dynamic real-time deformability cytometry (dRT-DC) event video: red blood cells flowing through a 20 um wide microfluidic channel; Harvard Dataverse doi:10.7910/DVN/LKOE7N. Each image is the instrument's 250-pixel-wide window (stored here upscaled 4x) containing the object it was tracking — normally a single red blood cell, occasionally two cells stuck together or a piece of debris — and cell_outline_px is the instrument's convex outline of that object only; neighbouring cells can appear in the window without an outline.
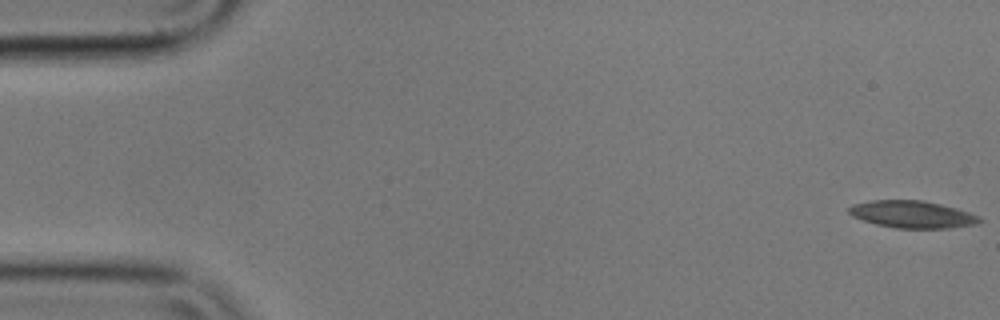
{"species": "common noctule bat (a hibernating species)", "species_latin": "Nyctalus noctula", "temperature_condition": "cold", "stored_images_in_passage": 6, "camera_frame_rate_fps": 3000, "um_per_image_px": 0.085, "animal": {"sex": "male", "body_mass_g": 17.9}, "frame": {"image": 1, "passage_image": 1, "time_ms": 0.0, "image_size_px": [1000, 320], "cell_outline_px": [[984, 220], [976, 224], [948, 228], [896, 228], [876, 224], [852, 216], [848, 212], [848, 208], [852, 204], [872, 200], [924, 200], [956, 208], [980, 216]], "centroid_in_image_um": [77.55, 18.21], "position_along_channel_um": 7.5, "area_um2": 20.69}}
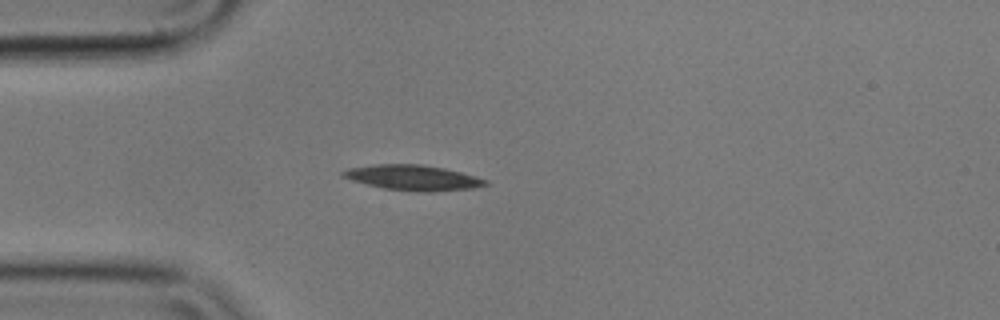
{"frame": {"image": 2, "passage_image": 5, "time_ms": 1.333, "image_size_px": [1000, 320], "cell_outline_px": [[488, 184], [476, 188], [432, 192], [428, 192], [384, 188], [352, 180], [340, 176], [340, 172], [348, 168], [376, 164], [420, 164], [444, 168], [476, 176], [488, 180]], "centroid_in_image_um": [35.12, 15.1], "position_along_channel_um": 49.9, "area_um2": 20.92}}